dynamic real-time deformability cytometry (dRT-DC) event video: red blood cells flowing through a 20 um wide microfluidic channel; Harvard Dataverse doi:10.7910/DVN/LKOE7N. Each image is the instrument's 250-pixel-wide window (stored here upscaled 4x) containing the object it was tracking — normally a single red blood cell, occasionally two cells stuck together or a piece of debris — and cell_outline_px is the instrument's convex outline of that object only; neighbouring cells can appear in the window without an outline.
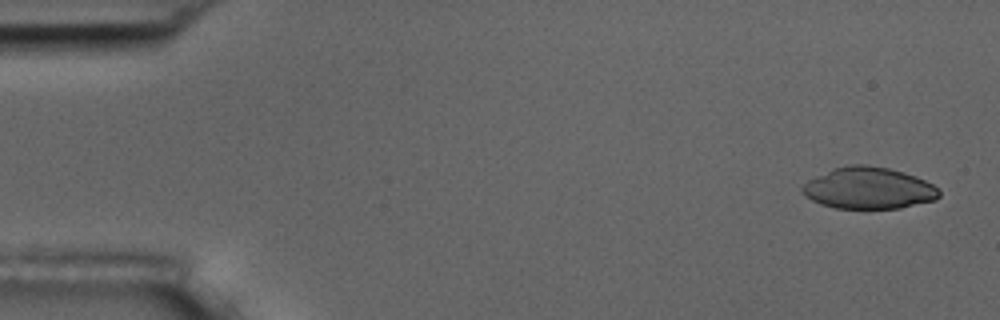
{"species": "common noctule bat (a hibernating species)", "species_latin": "Nyctalus noctula", "temperature_condition": "room temperature", "stored_images_in_passage": 5, "camera_frame_rate_fps": 3000, "um_per_image_px": 0.085, "animal": {"sex": "male", "body_mass_g": 17.5, "forearm_length_mm": 52.3}, "frame": {"image": 1, "passage_image": 1, "time_ms": 0.0, "image_size_px": [1000, 320], "cell_outline_px": [[940, 196], [936, 200], [900, 208], [836, 208], [820, 204], [804, 196], [800, 192], [800, 188], [808, 180], [832, 168], [848, 164], [868, 164], [888, 168], [904, 172], [916, 176], [932, 184], [940, 192]], "centroid_in_image_um": [73.8, 15.98], "position_along_channel_um": 11.2, "area_um2": 33.41}}